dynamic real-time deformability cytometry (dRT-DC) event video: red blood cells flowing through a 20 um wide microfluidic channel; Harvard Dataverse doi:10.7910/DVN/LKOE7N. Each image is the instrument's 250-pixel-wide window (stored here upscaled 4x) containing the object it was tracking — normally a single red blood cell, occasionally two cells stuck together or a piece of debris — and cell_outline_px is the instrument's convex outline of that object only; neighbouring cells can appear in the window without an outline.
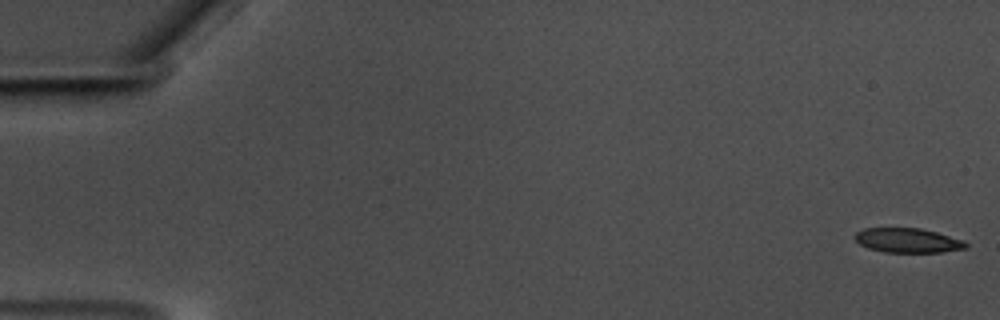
{"species": "common noctule bat (a hibernating species)", "species_latin": "Nyctalus noctula", "temperature_condition": "warm", "stored_images_in_passage": 58, "camera_frame_rate_fps": 3000, "um_per_image_px": 0.085, "animal": {"sex": "male", "body_mass_g": 17.5, "forearm_length_mm": 52.3}, "frame": {"image": 1, "passage_image": 1, "time_ms": 0.0, "image_size_px": [1000, 320], "cell_outline_px": [[968, 248], [940, 252], [884, 252], [868, 248], [860, 244], [852, 236], [856, 232], [864, 228], [920, 228], [936, 232], [964, 240], [968, 244]], "centroid_in_image_um": [77.15, 20.43], "position_along_channel_um": 7.9, "area_um2": 15.9}}
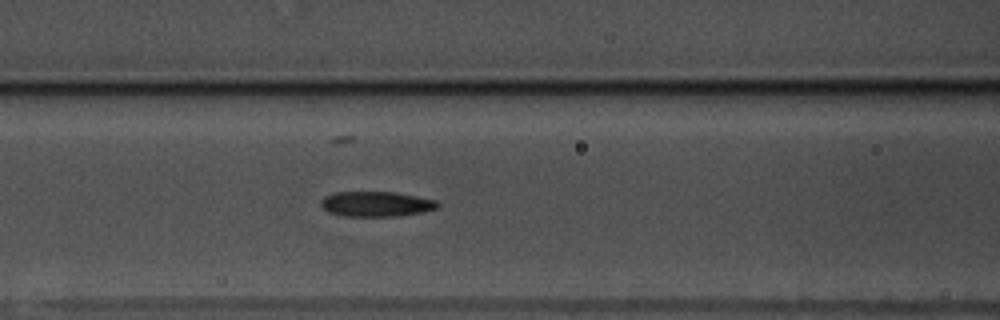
{"frame": {"image": 2, "passage_image": 25, "time_ms": 8.0, "image_size_px": [1000, 320], "cell_outline_px": [[440, 208], [424, 212], [400, 216], [344, 216], [328, 212], [320, 204], [320, 200], [324, 196], [332, 192], [396, 192], [436, 200], [440, 204]], "centroid_in_image_um": [32.0, 17.34], "position_along_channel_um": 134.6, "area_um2": 17.34}}
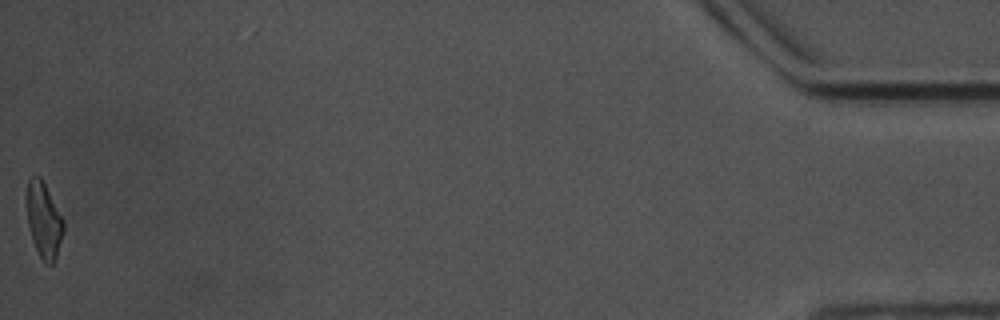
{"frame": {"image": 3, "passage_image": 58, "time_ms": 19.0, "image_size_px": [1000, 320], "cell_outline_px": [[64, 232], [56, 256], [52, 264], [48, 264], [40, 256], [32, 240], [28, 224], [24, 200], [28, 176], [40, 176], [64, 220]], "centroid_in_image_um": [3.68, 18.64], "position_along_channel_um": 431.5, "area_um2": 16.42}, "authors_computed_cell_mechanics": {"area_um2": 17.4267, "velocity_mm_per_s": 3.573, "shape_relaxation_time_tau1_ms": 5.3289, "shape_relaxation_time_tau2_ms": 5.104, "deformation_change_tau1": 0.1499, "deformation_change_tau2": 0.1438}}